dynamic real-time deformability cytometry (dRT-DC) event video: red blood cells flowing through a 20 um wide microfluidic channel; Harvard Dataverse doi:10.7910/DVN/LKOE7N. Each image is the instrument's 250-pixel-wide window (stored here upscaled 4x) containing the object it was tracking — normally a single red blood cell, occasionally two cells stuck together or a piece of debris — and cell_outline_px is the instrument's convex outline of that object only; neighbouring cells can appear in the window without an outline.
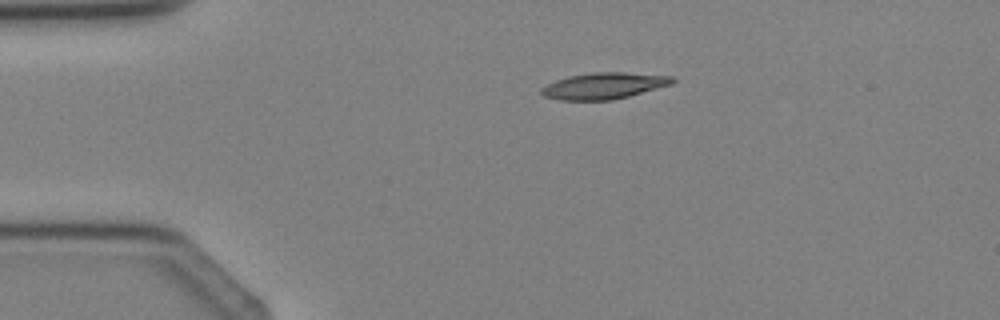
{"species": "Egyptian fruit bat (a non-hibernating species)", "species_latin": "Rousettus aegyptiacus", "temperature_condition": "cold", "stored_images_in_passage": 4, "camera_frame_rate_fps": 3000, "um_per_image_px": 0.085, "animal": {"sex": "female"}, "frame": {"image": 1, "passage_image": 2, "time_ms": 1.333, "image_size_px": [1000, 320], "cell_outline_px": [[676, 80], [672, 84], [628, 96], [612, 100], [560, 100], [544, 96], [540, 92], [540, 88], [556, 80], [568, 76], [592, 72], [624, 72], [672, 76]], "centroid_in_image_um": [51.32, 7.29], "position_along_channel_um": 33.7, "area_um2": 20.06}}
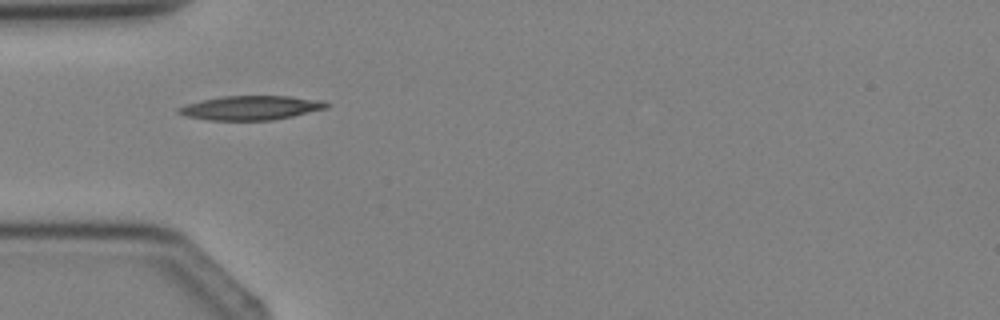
{"frame": {"image": 2, "passage_image": 3, "time_ms": 2.667, "image_size_px": [1000, 320], "cell_outline_px": [[332, 104], [328, 108], [292, 116], [272, 120], [208, 120], [184, 116], [176, 112], [176, 108], [200, 100], [224, 96], [288, 96], [324, 100]], "centroid_in_image_um": [21.34, 9.16], "position_along_channel_um": 63.7, "area_um2": 20.98}}
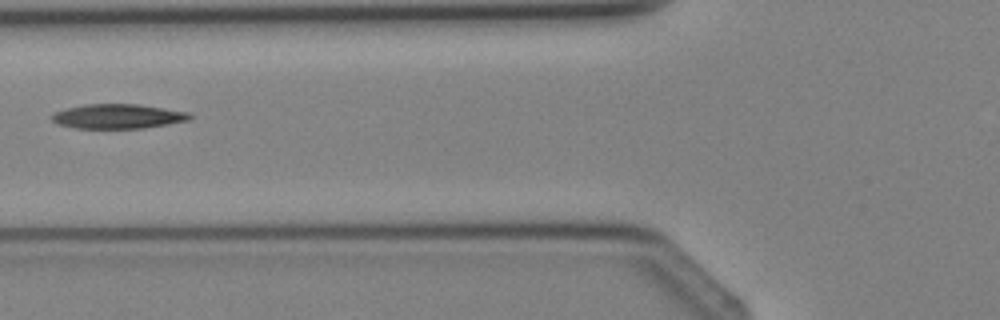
{"frame": {"image": 3, "passage_image": 4, "time_ms": 3.667, "image_size_px": [1000, 320], "cell_outline_px": [[192, 116], [188, 120], [168, 124], [144, 128], [76, 128], [56, 124], [48, 116], [56, 112], [68, 108], [88, 104], [140, 104], [188, 112]], "centroid_in_image_um": [10.0, 9.89], "position_along_channel_um": 115.8, "area_um2": 19.65}}